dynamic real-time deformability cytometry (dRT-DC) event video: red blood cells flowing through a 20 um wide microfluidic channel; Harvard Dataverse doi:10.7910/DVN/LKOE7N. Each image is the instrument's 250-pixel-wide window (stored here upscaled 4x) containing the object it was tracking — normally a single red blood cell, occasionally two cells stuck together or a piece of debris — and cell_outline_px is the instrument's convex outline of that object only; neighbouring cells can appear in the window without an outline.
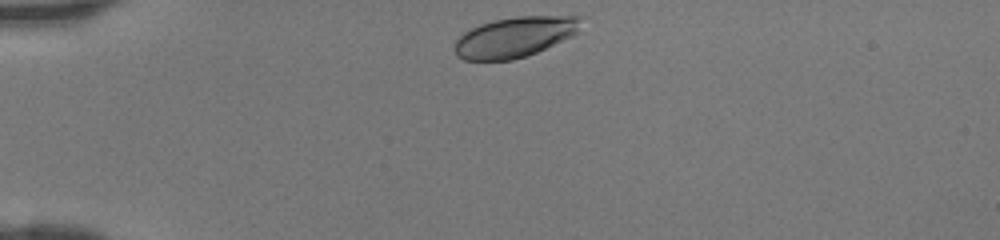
{"species": "human", "species_latin": "Homo sapiens", "temperature_condition": "room temperature", "stored_images_in_passage": 30, "camera_frame_rate_fps": 3000, "um_per_image_px": 0.085, "donor": {"sex": "female"}, "frame": {"image": 1, "passage_image": 1, "time_ms": 0.0, "image_size_px": [1000, 240], "cell_outline_px": [[584, 16], [576, 32], [572, 36], [536, 52], [512, 60], [464, 60], [456, 56], [452, 48], [456, 40], [464, 32], [480, 24], [496, 20], [516, 16]], "centroid_in_image_um": [43.72, 3.15], "position_along_channel_um": 41.3, "area_um2": 29.59}}
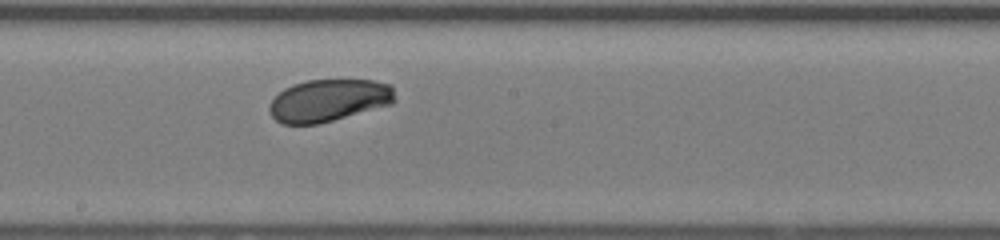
{"frame": {"image": 2, "passage_image": 16, "time_ms": 5.0, "image_size_px": [1000, 240], "cell_outline_px": [[396, 100], [392, 104], [332, 120], [316, 124], [284, 124], [276, 120], [268, 112], [268, 104], [284, 88], [292, 84], [308, 80], [372, 80], [392, 84]], "centroid_in_image_um": [27.94, 8.52], "position_along_channel_um": 220.3, "area_um2": 30.98}}
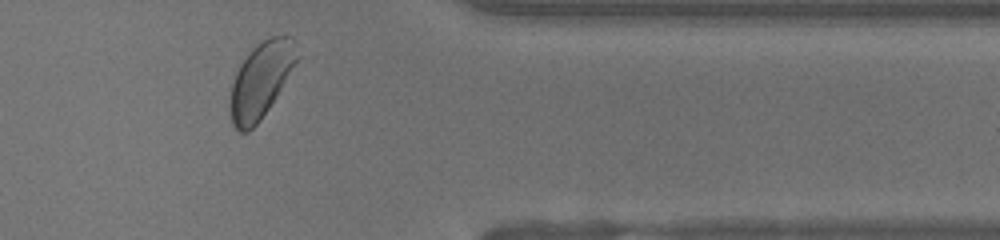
{"frame": {"image": 3, "passage_image": 28, "time_ms": 9.0, "image_size_px": [1000, 240], "cell_outline_px": [[300, 56], [276, 96], [260, 120], [248, 132], [240, 132], [232, 124], [228, 112], [228, 96], [236, 72], [240, 64], [252, 48], [256, 44], [268, 36], [292, 36], [296, 40]], "centroid_in_image_um": [22.16, 6.78], "position_along_channel_um": 389.2, "area_um2": 29.82}}